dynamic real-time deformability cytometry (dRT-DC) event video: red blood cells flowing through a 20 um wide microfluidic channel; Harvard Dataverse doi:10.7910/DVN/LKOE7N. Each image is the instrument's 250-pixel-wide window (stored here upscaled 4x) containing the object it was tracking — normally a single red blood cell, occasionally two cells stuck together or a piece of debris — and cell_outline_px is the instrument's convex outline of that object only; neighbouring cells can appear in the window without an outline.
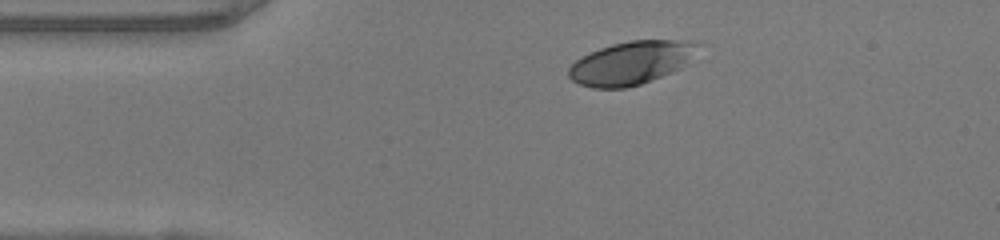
{"species": "human", "species_latin": "Homo sapiens", "temperature_condition": "warm", "stored_images_in_passage": 41, "camera_frame_rate_fps": 3000, "um_per_image_px": 0.085, "donor": {"sex": "female"}, "frame": {"image": 1, "passage_image": 1, "time_ms": 0.0, "image_size_px": [1000, 240], "cell_outline_px": [[704, 44], [680, 68], [672, 72], [652, 80], [640, 84], [624, 88], [592, 88], [580, 84], [572, 80], [568, 76], [568, 68], [580, 56], [600, 48], [612, 44], [628, 40], [688, 40]], "centroid_in_image_um": [53.65, 5.33], "position_along_channel_um": 31.3, "area_um2": 32.66}}
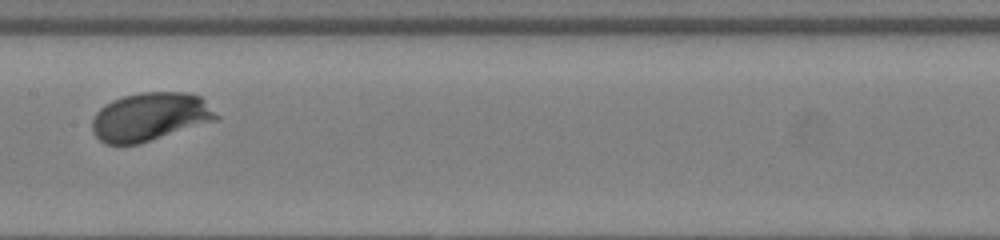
{"frame": {"image": 2, "passage_image": 16, "time_ms": 5.0, "image_size_px": [1000, 240], "cell_outline_px": [[220, 116], [216, 120], [140, 144], [104, 144], [92, 132], [92, 120], [96, 112], [104, 104], [112, 100], [124, 96], [144, 92], [188, 92], [200, 96]], "centroid_in_image_um": [12.74, 9.93], "position_along_channel_um": 194.7, "area_um2": 35.03}}
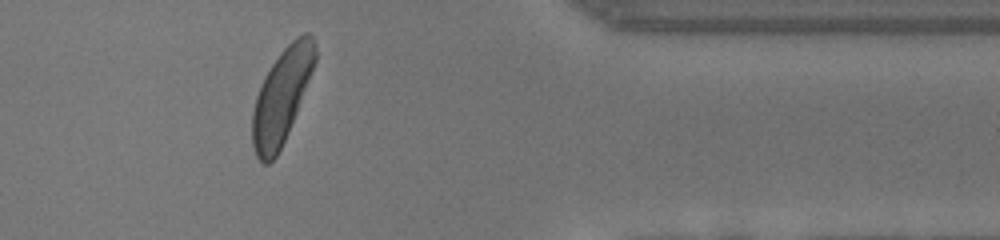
{"frame": {"image": 3, "passage_image": 32, "time_ms": 10.333, "image_size_px": [1000, 240], "cell_outline_px": [[316, 60], [296, 112], [288, 132], [276, 156], [268, 164], [264, 164], [256, 156], [252, 144], [252, 112], [256, 96], [264, 76], [280, 52], [296, 36], [304, 32], [308, 32], [316, 40]], "centroid_in_image_um": [23.93, 8.14], "position_along_channel_um": 387.5, "area_um2": 34.1}, "authors_computed_cell_mechanics": {"area_um2": 34.102, "velocity_mm_per_s": 4.0805, "shape_relaxation_time_tau1_ms": 2.2743, "shape_relaxation_time_tau2_ms": null, "deformation_change_tau1": 0.1417, "deformation_change_tau2": null}}